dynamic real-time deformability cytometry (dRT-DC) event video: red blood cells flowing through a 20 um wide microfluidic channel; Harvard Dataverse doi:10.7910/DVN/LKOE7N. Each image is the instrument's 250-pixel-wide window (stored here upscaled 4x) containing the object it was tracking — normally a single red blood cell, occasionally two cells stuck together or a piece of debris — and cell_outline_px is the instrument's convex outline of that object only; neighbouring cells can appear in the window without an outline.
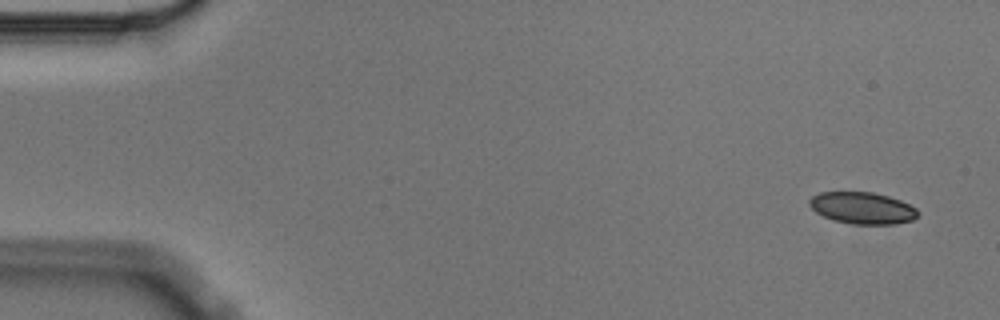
{"species": "Egyptian fruit bat (a non-hibernating species)", "species_latin": "Rousettus aegyptiacus", "temperature_condition": "cold", "stored_images_in_passage": 9, "camera_frame_rate_fps": 3000, "um_per_image_px": 0.085, "animal": {"sex": "male"}, "frame": {"image": 1, "passage_image": 1, "time_ms": 0.0, "image_size_px": [1000, 320], "cell_outline_px": [[920, 212], [912, 220], [896, 224], [852, 224], [832, 220], [816, 212], [808, 204], [808, 200], [812, 196], [820, 192], [872, 192], [888, 196], [900, 200], [916, 208]], "centroid_in_image_um": [73.29, 17.68], "position_along_channel_um": 11.7, "area_um2": 20.11}}
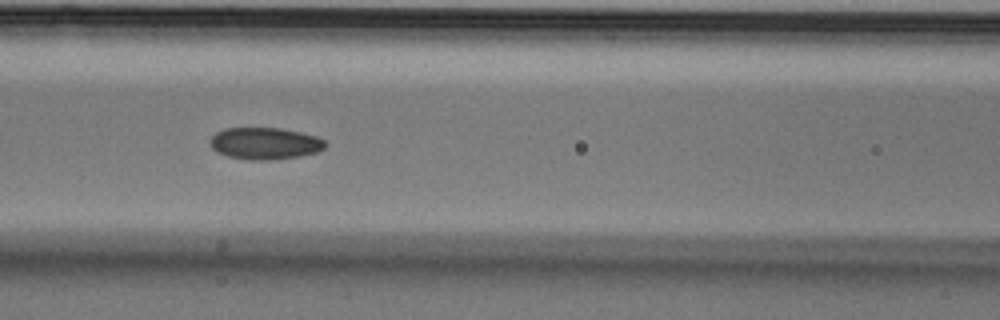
{"frame": {"image": 2, "passage_image": 6, "time_ms": 1.667, "image_size_px": [1000, 320], "cell_outline_px": [[328, 144], [324, 148], [316, 152], [300, 156], [268, 160], [252, 160], [228, 156], [216, 152], [212, 148], [212, 136], [216, 132], [224, 128], [280, 128], [300, 132], [316, 136], [324, 140]], "centroid_in_image_um": [22.53, 12.19], "position_along_channel_um": 144.1, "area_um2": 21.27}}
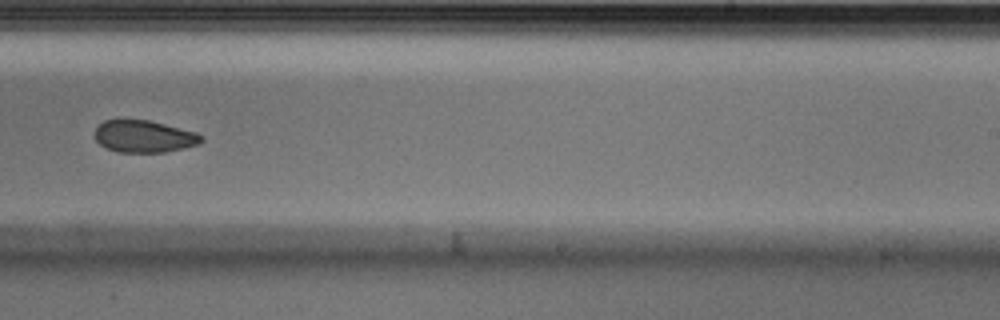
{"frame": {"image": 3, "passage_image": 9, "time_ms": 2.667, "image_size_px": [1000, 320], "cell_outline_px": [[204, 140], [200, 144], [184, 148], [164, 152], [116, 152], [100, 144], [96, 140], [96, 128], [104, 120], [148, 120], [196, 132], [204, 136]], "centroid_in_image_um": [12.29, 11.6], "position_along_channel_um": 276.7, "area_um2": 19.83}}